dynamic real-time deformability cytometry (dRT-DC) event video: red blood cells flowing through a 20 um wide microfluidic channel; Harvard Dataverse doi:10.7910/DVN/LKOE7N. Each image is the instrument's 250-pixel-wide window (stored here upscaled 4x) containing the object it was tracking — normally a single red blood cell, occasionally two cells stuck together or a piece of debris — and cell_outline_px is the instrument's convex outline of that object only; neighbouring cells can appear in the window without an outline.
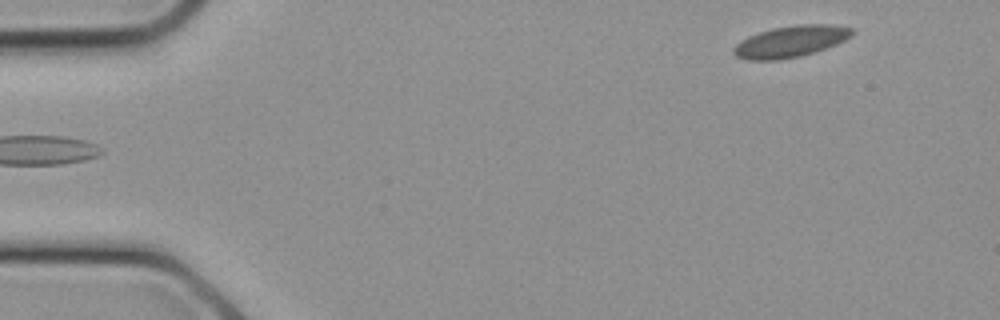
{"species": "common noctule bat (a hibernating species)", "species_latin": "Nyctalus noctula", "temperature_condition": "cold", "stored_images_in_passage": 13, "camera_frame_rate_fps": 3000, "um_per_image_px": 0.085, "animal": {"sex": "female", "body_mass_g": 21.9}, "frame": {"image": 1, "passage_image": 1, "time_ms": 0.0, "image_size_px": [1000, 320], "cell_outline_px": [[856, 32], [852, 36], [836, 44], [800, 56], [776, 60], [748, 60], [736, 56], [732, 52], [732, 48], [740, 40], [748, 36], [772, 28], [796, 24], [828, 24], [852, 28]], "centroid_in_image_um": [67.18, 3.51], "position_along_channel_um": 17.8, "area_um2": 21.68}}
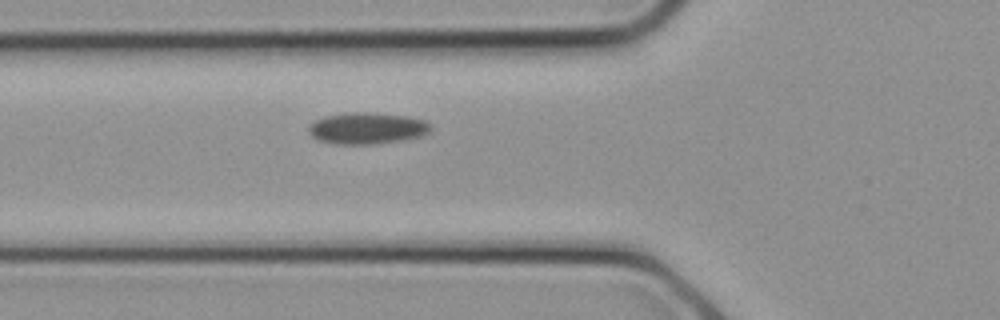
{"frame": {"image": 2, "passage_image": 8, "time_ms": 2.333, "image_size_px": [1000, 320], "cell_outline_px": [[432, 128], [428, 132], [420, 136], [404, 140], [376, 144], [336, 144], [316, 140], [308, 132], [308, 128], [316, 120], [328, 116], [352, 112], [372, 112], [408, 116], [424, 120]], "centroid_in_image_um": [31.21, 10.91], "position_along_channel_um": 94.6, "area_um2": 22.37}}
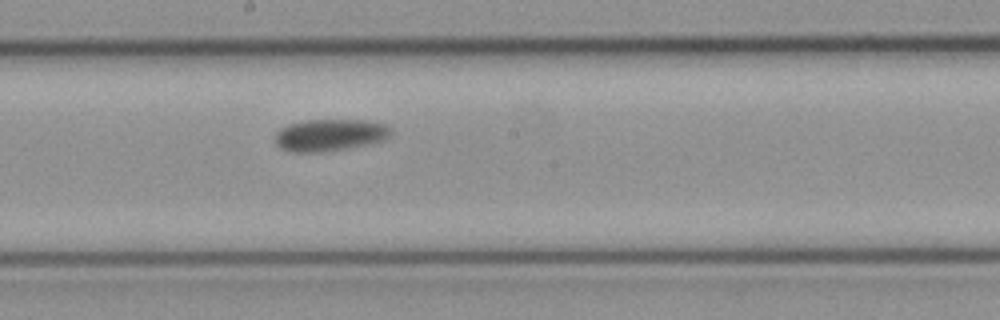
{"frame": {"image": 3, "passage_image": 13, "time_ms": 4.0, "image_size_px": [1000, 320], "cell_outline_px": [[392, 132], [388, 140], [352, 148], [324, 152], [288, 152], [280, 148], [276, 144], [276, 132], [280, 128], [288, 124], [308, 120], [364, 120], [384, 124], [392, 128]], "centroid_in_image_um": [28.08, 11.49], "position_along_channel_um": 220.1, "area_um2": 22.02}}